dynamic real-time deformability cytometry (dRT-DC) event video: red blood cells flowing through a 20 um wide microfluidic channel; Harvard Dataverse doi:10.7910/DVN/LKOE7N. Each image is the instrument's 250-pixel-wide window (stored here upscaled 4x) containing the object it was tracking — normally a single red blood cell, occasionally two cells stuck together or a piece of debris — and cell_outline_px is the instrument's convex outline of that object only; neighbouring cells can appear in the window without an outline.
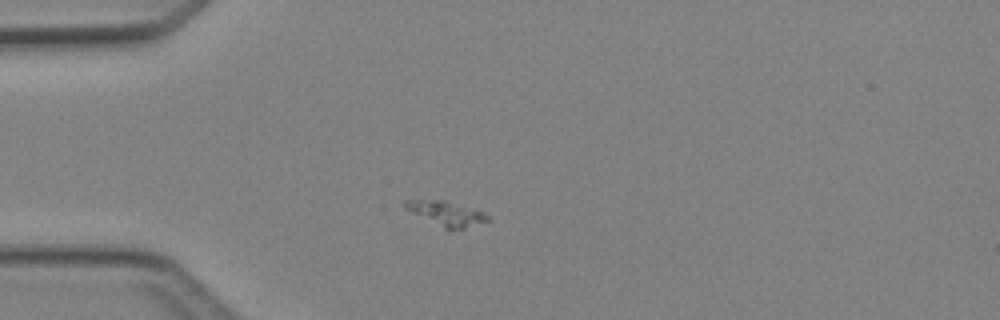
{"species": "Egyptian fruit bat (a non-hibernating species)", "species_latin": "Rousettus aegyptiacus", "temperature_condition": "cold", "stored_images_in_passage": 2, "camera_frame_rate_fps": 3000, "um_per_image_px": 0.085, "animal": {"sex": "female"}, "frame": {"image": 1, "passage_image": 1, "time_ms": 0.0, "image_size_px": [1000, 320], "cell_outline_px": [[488, 220], [464, 228], [448, 232], [404, 208], [404, 200], [444, 200], [480, 212], [488, 216]], "centroid_in_image_um": [37.85, 18.18], "position_along_channel_um": 47.2, "area_um2": 11.62}}